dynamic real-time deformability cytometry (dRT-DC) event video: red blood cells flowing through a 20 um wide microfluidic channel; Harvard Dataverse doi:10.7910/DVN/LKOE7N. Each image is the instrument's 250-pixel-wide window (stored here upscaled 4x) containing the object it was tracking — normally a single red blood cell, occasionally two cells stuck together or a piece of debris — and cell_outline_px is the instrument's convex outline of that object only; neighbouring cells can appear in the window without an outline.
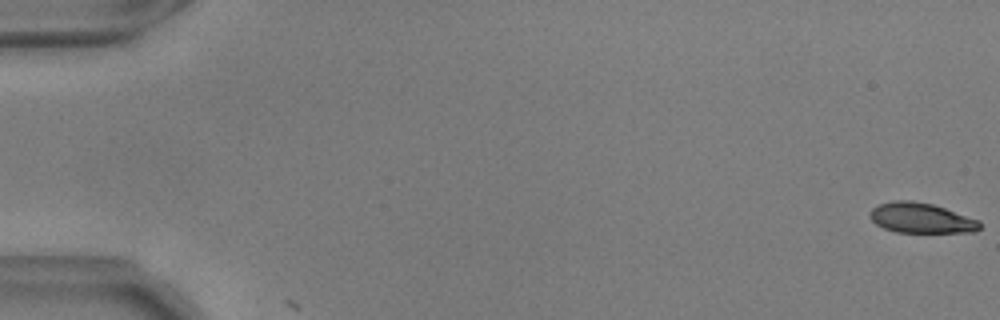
{"species": "common noctule bat (a hibernating species)", "species_latin": "Nyctalus noctula", "temperature_condition": "warm", "stored_images_in_passage": 2, "camera_frame_rate_fps": 3000, "um_per_image_px": 0.085, "animal": {"sex": "male", "body_mass_g": 17.9, "forearm_length_mm": 54.2}, "frame": {"image": 1, "passage_image": 1, "time_ms": 0.0, "image_size_px": [1000, 320], "cell_outline_px": [[980, 228], [976, 232], [896, 232], [884, 228], [876, 224], [868, 216], [872, 208], [880, 204], [892, 200], [912, 200], [932, 204], [980, 220]], "centroid_in_image_um": [78.28, 18.53], "position_along_channel_um": 6.7, "area_um2": 19.31}}